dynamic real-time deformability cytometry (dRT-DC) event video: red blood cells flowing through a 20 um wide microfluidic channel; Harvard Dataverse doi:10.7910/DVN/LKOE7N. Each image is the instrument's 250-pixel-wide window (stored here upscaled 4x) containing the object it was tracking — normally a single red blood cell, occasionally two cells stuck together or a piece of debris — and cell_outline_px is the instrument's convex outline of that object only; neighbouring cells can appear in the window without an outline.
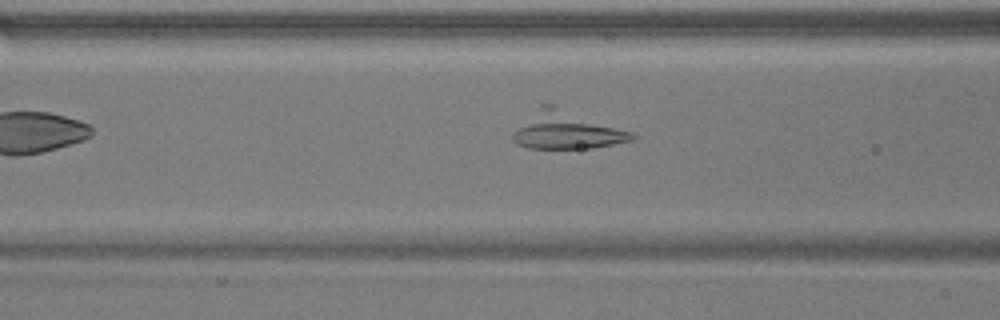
{"species": "common noctule bat (a hibernating species)", "species_latin": "Nyctalus noctula", "temperature_condition": "warm", "stored_images_in_passage": 17, "camera_frame_rate_fps": 3000, "um_per_image_px": 0.085, "animal": {"sex": "male", "body_mass_g": 17.9}, "frame": {"image": 1, "passage_image": 12, "time_ms": 3.667, "image_size_px": [1000, 320], "cell_outline_px": [[636, 136], [632, 140], [592, 148], [528, 148], [516, 144], [512, 140], [512, 132], [540, 104], [552, 104], [632, 132]], "centroid_in_image_um": [48.11, 11.07], "position_along_channel_um": 118.5, "area_um2": 25.84}}